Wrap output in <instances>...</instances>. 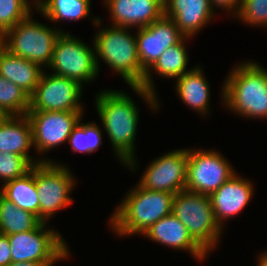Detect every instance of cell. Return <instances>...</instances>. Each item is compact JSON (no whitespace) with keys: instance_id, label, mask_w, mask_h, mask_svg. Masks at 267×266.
Here are the masks:
<instances>
[{"instance_id":"1","label":"cell","mask_w":267,"mask_h":266,"mask_svg":"<svg viewBox=\"0 0 267 266\" xmlns=\"http://www.w3.org/2000/svg\"><path fill=\"white\" fill-rule=\"evenodd\" d=\"M95 107L112 148L121 163L135 170V138L139 108L126 92L104 90L96 96Z\"/></svg>"},{"instance_id":"2","label":"cell","mask_w":267,"mask_h":266,"mask_svg":"<svg viewBox=\"0 0 267 266\" xmlns=\"http://www.w3.org/2000/svg\"><path fill=\"white\" fill-rule=\"evenodd\" d=\"M222 86V100L229 111L244 118H267V69L256 61L231 70Z\"/></svg>"},{"instance_id":"3","label":"cell","mask_w":267,"mask_h":266,"mask_svg":"<svg viewBox=\"0 0 267 266\" xmlns=\"http://www.w3.org/2000/svg\"><path fill=\"white\" fill-rule=\"evenodd\" d=\"M175 194L140 187L126 194L110 217V227L117 235H143L158 220L172 213Z\"/></svg>"},{"instance_id":"4","label":"cell","mask_w":267,"mask_h":266,"mask_svg":"<svg viewBox=\"0 0 267 266\" xmlns=\"http://www.w3.org/2000/svg\"><path fill=\"white\" fill-rule=\"evenodd\" d=\"M107 27L99 29L93 39L98 71V59L101 58L109 68L121 75L130 87H141L146 71L138 57L136 35L129 33V28L126 27Z\"/></svg>"},{"instance_id":"5","label":"cell","mask_w":267,"mask_h":266,"mask_svg":"<svg viewBox=\"0 0 267 266\" xmlns=\"http://www.w3.org/2000/svg\"><path fill=\"white\" fill-rule=\"evenodd\" d=\"M172 214L207 253L214 250L222 228L215 220L209 195L179 191L173 197Z\"/></svg>"},{"instance_id":"6","label":"cell","mask_w":267,"mask_h":266,"mask_svg":"<svg viewBox=\"0 0 267 266\" xmlns=\"http://www.w3.org/2000/svg\"><path fill=\"white\" fill-rule=\"evenodd\" d=\"M31 13L21 22L8 30L1 38L0 44L11 54L30 60L42 69L50 65L53 49L59 35L64 32L48 28L32 20Z\"/></svg>"},{"instance_id":"7","label":"cell","mask_w":267,"mask_h":266,"mask_svg":"<svg viewBox=\"0 0 267 266\" xmlns=\"http://www.w3.org/2000/svg\"><path fill=\"white\" fill-rule=\"evenodd\" d=\"M41 222L35 229L8 236L12 263H56L70 256L69 248L58 232ZM46 227V228H45Z\"/></svg>"},{"instance_id":"8","label":"cell","mask_w":267,"mask_h":266,"mask_svg":"<svg viewBox=\"0 0 267 266\" xmlns=\"http://www.w3.org/2000/svg\"><path fill=\"white\" fill-rule=\"evenodd\" d=\"M67 166L55 161L35 165V185L39 199V219L49 221L56 212L73 202L75 179Z\"/></svg>"},{"instance_id":"9","label":"cell","mask_w":267,"mask_h":266,"mask_svg":"<svg viewBox=\"0 0 267 266\" xmlns=\"http://www.w3.org/2000/svg\"><path fill=\"white\" fill-rule=\"evenodd\" d=\"M48 68H51L53 74L68 77L81 85L83 82L94 81L99 72L95 48L66 32H62L57 38Z\"/></svg>"},{"instance_id":"10","label":"cell","mask_w":267,"mask_h":266,"mask_svg":"<svg viewBox=\"0 0 267 266\" xmlns=\"http://www.w3.org/2000/svg\"><path fill=\"white\" fill-rule=\"evenodd\" d=\"M235 173L220 152L188 149L185 190L210 195Z\"/></svg>"},{"instance_id":"11","label":"cell","mask_w":267,"mask_h":266,"mask_svg":"<svg viewBox=\"0 0 267 266\" xmlns=\"http://www.w3.org/2000/svg\"><path fill=\"white\" fill-rule=\"evenodd\" d=\"M83 86L65 76L48 74L43 71L33 95L29 111L83 112L79 103Z\"/></svg>"},{"instance_id":"12","label":"cell","mask_w":267,"mask_h":266,"mask_svg":"<svg viewBox=\"0 0 267 266\" xmlns=\"http://www.w3.org/2000/svg\"><path fill=\"white\" fill-rule=\"evenodd\" d=\"M188 148L173 150L154 159L139 180V186L151 191L176 194L186 188Z\"/></svg>"},{"instance_id":"13","label":"cell","mask_w":267,"mask_h":266,"mask_svg":"<svg viewBox=\"0 0 267 266\" xmlns=\"http://www.w3.org/2000/svg\"><path fill=\"white\" fill-rule=\"evenodd\" d=\"M83 112L68 111H28L32 126L33 147L37 153L67 142L74 127L82 120Z\"/></svg>"},{"instance_id":"14","label":"cell","mask_w":267,"mask_h":266,"mask_svg":"<svg viewBox=\"0 0 267 266\" xmlns=\"http://www.w3.org/2000/svg\"><path fill=\"white\" fill-rule=\"evenodd\" d=\"M135 35L138 57L145 71L165 50L178 44L185 37L175 22L165 15L146 27L138 28Z\"/></svg>"},{"instance_id":"15","label":"cell","mask_w":267,"mask_h":266,"mask_svg":"<svg viewBox=\"0 0 267 266\" xmlns=\"http://www.w3.org/2000/svg\"><path fill=\"white\" fill-rule=\"evenodd\" d=\"M189 37H184L178 44L169 47L164 53L153 63L146 71L143 85L141 87H131L136 94L145 100L148 106L154 111L159 110L157 101V93L151 76V69L158 75L168 78H179L181 75L190 71L186 70L188 65V52H186L185 40Z\"/></svg>"},{"instance_id":"16","label":"cell","mask_w":267,"mask_h":266,"mask_svg":"<svg viewBox=\"0 0 267 266\" xmlns=\"http://www.w3.org/2000/svg\"><path fill=\"white\" fill-rule=\"evenodd\" d=\"M236 174L209 195L215 220L222 229L223 221L241 212L254 194L252 182Z\"/></svg>"},{"instance_id":"17","label":"cell","mask_w":267,"mask_h":266,"mask_svg":"<svg viewBox=\"0 0 267 266\" xmlns=\"http://www.w3.org/2000/svg\"><path fill=\"white\" fill-rule=\"evenodd\" d=\"M112 26L146 27L164 15V0H106Z\"/></svg>"},{"instance_id":"18","label":"cell","mask_w":267,"mask_h":266,"mask_svg":"<svg viewBox=\"0 0 267 266\" xmlns=\"http://www.w3.org/2000/svg\"><path fill=\"white\" fill-rule=\"evenodd\" d=\"M214 11L210 0H164V15L172 19L185 37H193L210 20Z\"/></svg>"},{"instance_id":"19","label":"cell","mask_w":267,"mask_h":266,"mask_svg":"<svg viewBox=\"0 0 267 266\" xmlns=\"http://www.w3.org/2000/svg\"><path fill=\"white\" fill-rule=\"evenodd\" d=\"M143 235L169 248L187 250L199 261L207 258V252L192 238L187 228L172 213L158 220Z\"/></svg>"},{"instance_id":"20","label":"cell","mask_w":267,"mask_h":266,"mask_svg":"<svg viewBox=\"0 0 267 266\" xmlns=\"http://www.w3.org/2000/svg\"><path fill=\"white\" fill-rule=\"evenodd\" d=\"M32 146V126L27 115L4 116L0 120V151L25 157L32 165L51 162L45 158L33 161V156L29 155Z\"/></svg>"},{"instance_id":"21","label":"cell","mask_w":267,"mask_h":266,"mask_svg":"<svg viewBox=\"0 0 267 266\" xmlns=\"http://www.w3.org/2000/svg\"><path fill=\"white\" fill-rule=\"evenodd\" d=\"M39 65L25 58L11 54L0 44V75L19 86L30 97L42 75Z\"/></svg>"},{"instance_id":"22","label":"cell","mask_w":267,"mask_h":266,"mask_svg":"<svg viewBox=\"0 0 267 266\" xmlns=\"http://www.w3.org/2000/svg\"><path fill=\"white\" fill-rule=\"evenodd\" d=\"M202 68L195 66L175 80L177 94L188 107L203 116L209 113L210 87ZM205 114V115H204Z\"/></svg>"},{"instance_id":"23","label":"cell","mask_w":267,"mask_h":266,"mask_svg":"<svg viewBox=\"0 0 267 266\" xmlns=\"http://www.w3.org/2000/svg\"><path fill=\"white\" fill-rule=\"evenodd\" d=\"M1 194L18 208L32 212L39 218V199L35 185V165L20 178L2 184Z\"/></svg>"},{"instance_id":"24","label":"cell","mask_w":267,"mask_h":266,"mask_svg":"<svg viewBox=\"0 0 267 266\" xmlns=\"http://www.w3.org/2000/svg\"><path fill=\"white\" fill-rule=\"evenodd\" d=\"M41 222L32 212L18 208L0 194V234L27 232L35 229Z\"/></svg>"},{"instance_id":"25","label":"cell","mask_w":267,"mask_h":266,"mask_svg":"<svg viewBox=\"0 0 267 266\" xmlns=\"http://www.w3.org/2000/svg\"><path fill=\"white\" fill-rule=\"evenodd\" d=\"M90 3L91 0H47L38 11L52 22L79 21L89 16Z\"/></svg>"},{"instance_id":"26","label":"cell","mask_w":267,"mask_h":266,"mask_svg":"<svg viewBox=\"0 0 267 266\" xmlns=\"http://www.w3.org/2000/svg\"><path fill=\"white\" fill-rule=\"evenodd\" d=\"M30 96L19 86L0 75V110L5 116L26 115Z\"/></svg>"},{"instance_id":"27","label":"cell","mask_w":267,"mask_h":266,"mask_svg":"<svg viewBox=\"0 0 267 266\" xmlns=\"http://www.w3.org/2000/svg\"><path fill=\"white\" fill-rule=\"evenodd\" d=\"M102 131L96 122L82 123L80 120L68 137L71 150L90 154L95 152L102 143Z\"/></svg>"},{"instance_id":"28","label":"cell","mask_w":267,"mask_h":266,"mask_svg":"<svg viewBox=\"0 0 267 266\" xmlns=\"http://www.w3.org/2000/svg\"><path fill=\"white\" fill-rule=\"evenodd\" d=\"M31 12L26 0H0V38Z\"/></svg>"},{"instance_id":"29","label":"cell","mask_w":267,"mask_h":266,"mask_svg":"<svg viewBox=\"0 0 267 266\" xmlns=\"http://www.w3.org/2000/svg\"><path fill=\"white\" fill-rule=\"evenodd\" d=\"M32 166L25 157L0 151V180L4 182L3 184L22 177L31 170Z\"/></svg>"},{"instance_id":"30","label":"cell","mask_w":267,"mask_h":266,"mask_svg":"<svg viewBox=\"0 0 267 266\" xmlns=\"http://www.w3.org/2000/svg\"><path fill=\"white\" fill-rule=\"evenodd\" d=\"M235 18L249 25L267 27V0H242Z\"/></svg>"},{"instance_id":"31","label":"cell","mask_w":267,"mask_h":266,"mask_svg":"<svg viewBox=\"0 0 267 266\" xmlns=\"http://www.w3.org/2000/svg\"><path fill=\"white\" fill-rule=\"evenodd\" d=\"M11 263V246L8 236L0 234V266H6Z\"/></svg>"},{"instance_id":"32","label":"cell","mask_w":267,"mask_h":266,"mask_svg":"<svg viewBox=\"0 0 267 266\" xmlns=\"http://www.w3.org/2000/svg\"><path fill=\"white\" fill-rule=\"evenodd\" d=\"M242 0H210V4L212 6V9L214 10V7L216 8H222V10H227V12H230L234 10V14L238 13L240 9Z\"/></svg>"},{"instance_id":"33","label":"cell","mask_w":267,"mask_h":266,"mask_svg":"<svg viewBox=\"0 0 267 266\" xmlns=\"http://www.w3.org/2000/svg\"><path fill=\"white\" fill-rule=\"evenodd\" d=\"M56 263H39V262H16L6 266H53Z\"/></svg>"},{"instance_id":"34","label":"cell","mask_w":267,"mask_h":266,"mask_svg":"<svg viewBox=\"0 0 267 266\" xmlns=\"http://www.w3.org/2000/svg\"><path fill=\"white\" fill-rule=\"evenodd\" d=\"M260 257L258 258V266H267V251L262 252Z\"/></svg>"},{"instance_id":"35","label":"cell","mask_w":267,"mask_h":266,"mask_svg":"<svg viewBox=\"0 0 267 266\" xmlns=\"http://www.w3.org/2000/svg\"><path fill=\"white\" fill-rule=\"evenodd\" d=\"M28 2V4L30 5V3L28 0H26ZM36 2L33 4L32 8H36V10L38 11L40 7H42V5L47 1V0H35Z\"/></svg>"},{"instance_id":"36","label":"cell","mask_w":267,"mask_h":266,"mask_svg":"<svg viewBox=\"0 0 267 266\" xmlns=\"http://www.w3.org/2000/svg\"><path fill=\"white\" fill-rule=\"evenodd\" d=\"M5 115L2 113V111L0 110V120L4 117Z\"/></svg>"}]
</instances>
